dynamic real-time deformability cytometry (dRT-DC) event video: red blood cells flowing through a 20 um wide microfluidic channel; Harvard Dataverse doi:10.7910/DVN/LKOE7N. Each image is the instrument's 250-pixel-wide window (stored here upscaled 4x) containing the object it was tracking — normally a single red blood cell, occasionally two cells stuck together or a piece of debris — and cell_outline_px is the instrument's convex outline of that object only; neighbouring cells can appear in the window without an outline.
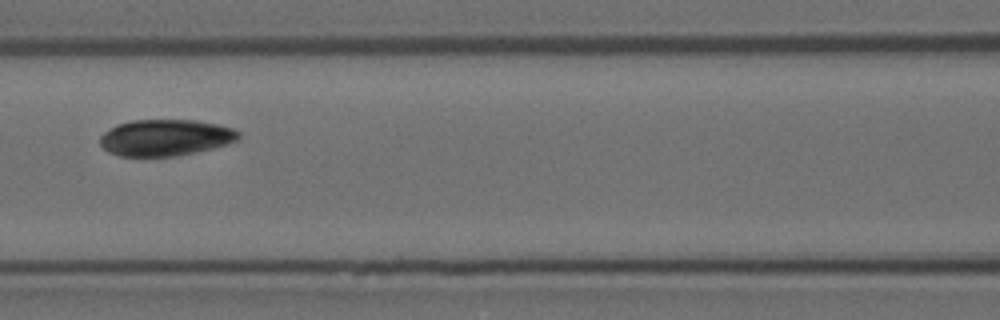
{"species": "Egyptian fruit bat (a non-hibernating species)", "species_latin": "Rousettus aegyptiacus", "temperature_condition": "room temperature", "stored_images_in_passage": 15, "camera_frame_rate_fps": 3000, "um_per_image_px": 0.085, "animal": {"sex": "female"}, "frame": {"image": 1, "passage_image": 7, "time_ms": 2.0, "image_size_px": [1000, 320], "cell_outline_px": [[240, 136], [236, 140], [212, 148], [176, 156], [120, 156], [108, 152], [100, 144], [100, 136], [104, 132], [116, 124], [132, 120], [196, 120], [216, 124], [232, 128], [240, 132]], "centroid_in_image_um": [14.02, 11.69], "position_along_channel_um": 152.6, "area_um2": 29.25}}
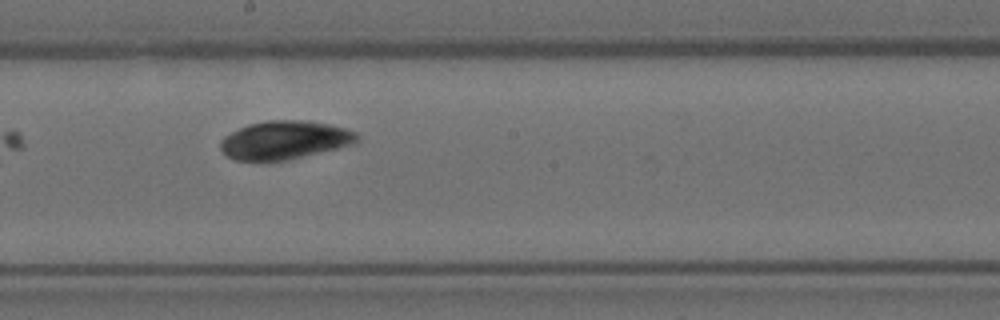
{"frame": {"image": 2, "passage_image": 9, "time_ms": 2.667, "image_size_px": [1000, 320], "cell_outline_px": [[360, 140], [352, 144], [288, 160], [236, 160], [228, 156], [220, 148], [220, 140], [224, 136], [248, 124], [268, 120], [308, 120], [328, 124], [344, 128], [356, 132], [360, 136]], "centroid_in_image_um": [24.2, 11.89], "position_along_channel_um": 224.0, "area_um2": 30.35}}
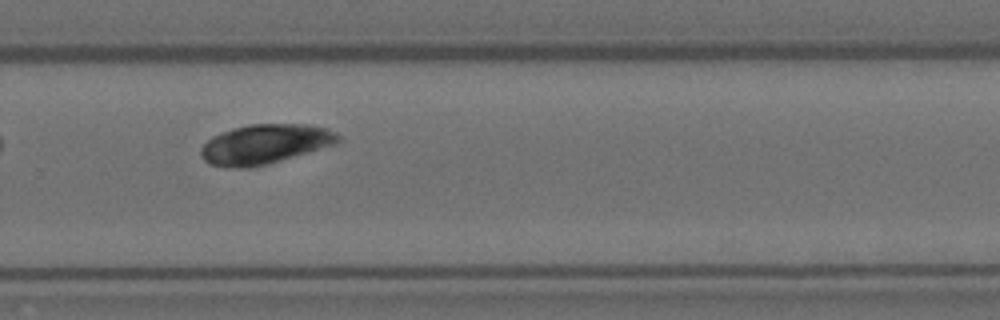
{"frame": {"image": 3, "passage_image": 11, "time_ms": 3.333, "image_size_px": [1000, 320], "cell_outline_px": [[340, 140], [336, 144], [280, 160], [248, 168], [228, 168], [208, 164], [200, 156], [200, 148], [212, 136], [220, 132], [232, 128], [248, 124], [308, 124], [328, 128], [336, 132], [340, 136]], "centroid_in_image_um": [22.49, 12.24], "position_along_channel_um": 307.3, "area_um2": 31.79}}